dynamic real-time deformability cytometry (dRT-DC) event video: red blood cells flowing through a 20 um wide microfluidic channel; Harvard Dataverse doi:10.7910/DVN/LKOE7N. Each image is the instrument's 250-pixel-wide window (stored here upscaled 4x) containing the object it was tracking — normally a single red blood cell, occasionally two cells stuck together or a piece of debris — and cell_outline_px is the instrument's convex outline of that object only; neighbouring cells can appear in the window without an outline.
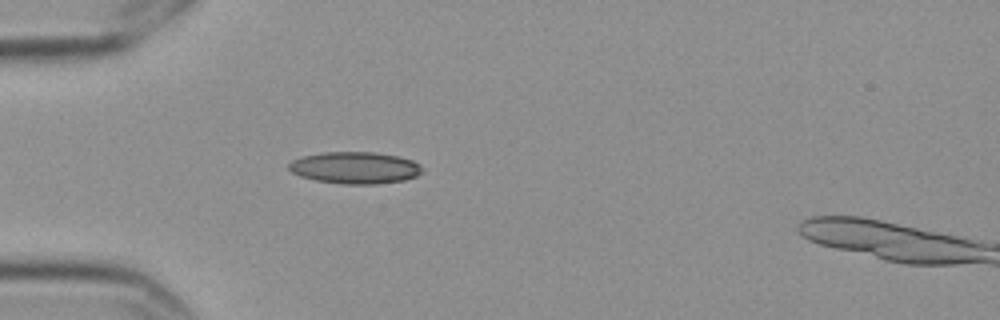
{"species": "Egyptian fruit bat (a non-hibernating species)", "species_latin": "Rousettus aegyptiacus", "temperature_condition": "cold", "stored_images_in_passage": 6, "camera_frame_rate_fps": 3000, "um_per_image_px": 0.085, "frame": {"image": 1, "passage_image": 6, "time_ms": 1.667, "image_size_px": [1000, 320], "cell_outline_px": [[424, 172], [416, 176], [404, 180], [376, 184], [344, 184], [316, 180], [300, 176], [292, 172], [288, 168], [288, 164], [292, 160], [304, 156], [324, 152], [372, 152], [396, 156], [412, 160], [420, 164], [424, 168]], "centroid_in_image_um": [30.2, 14.26], "position_along_channel_um": 54.8, "area_um2": 24.74}}